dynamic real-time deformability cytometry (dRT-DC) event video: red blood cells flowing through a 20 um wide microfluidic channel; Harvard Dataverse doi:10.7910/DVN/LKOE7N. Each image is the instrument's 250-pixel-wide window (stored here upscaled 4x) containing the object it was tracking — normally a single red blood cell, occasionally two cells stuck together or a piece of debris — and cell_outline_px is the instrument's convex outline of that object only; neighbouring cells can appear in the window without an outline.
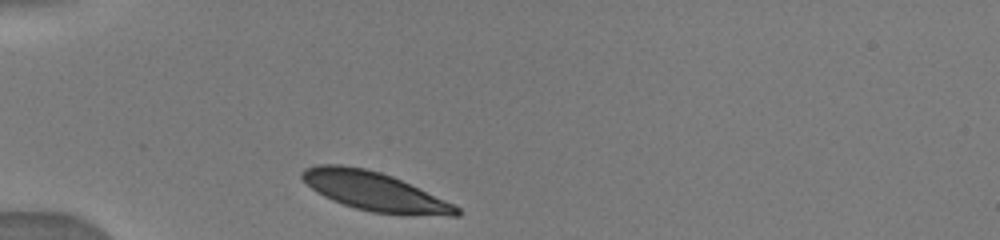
{"species": "human", "species_latin": "Homo sapiens", "temperature_condition": "warm", "stored_images_in_passage": 27, "camera_frame_rate_fps": 3000, "um_per_image_px": 0.085, "donor": {"sex": "male"}, "frame": {"image": 1, "passage_image": 1, "time_ms": 0.0, "image_size_px": [1000, 240], "cell_outline_px": [[460, 216], [404, 216], [372, 212], [356, 208], [332, 200], [316, 192], [300, 176], [300, 172], [304, 168], [316, 164], [340, 164], [364, 168], [380, 172], [392, 176], [456, 204], [460, 208]], "centroid_in_image_um": [31.89, 16.29], "position_along_channel_um": 53.1, "area_um2": 35.37}}
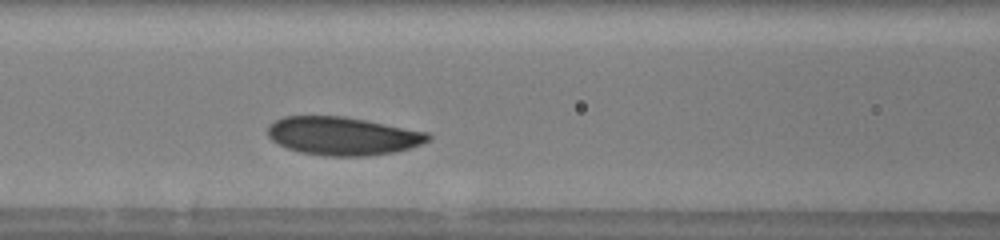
{"frame": {"image": 2, "passage_image": 7, "time_ms": 2.667, "image_size_px": [1000, 240], "cell_outline_px": [[432, 140], [412, 148], [392, 152], [368, 156], [324, 156], [300, 152], [288, 148], [272, 140], [268, 136], [268, 124], [284, 116], [344, 116], [428, 132], [432, 136]], "centroid_in_image_um": [29.16, 11.56], "position_along_channel_um": 137.4, "area_um2": 35.84}}
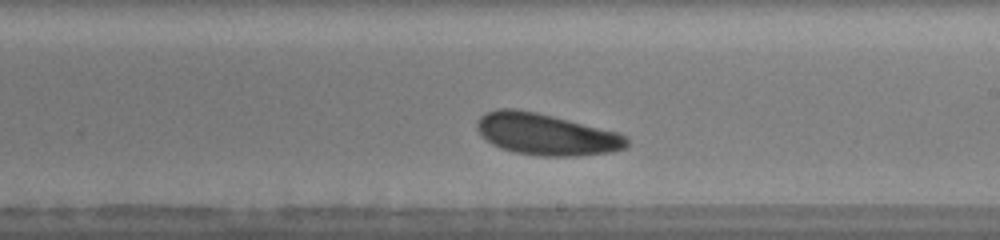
{"frame": {"image": 3, "passage_image": 14, "time_ms": 5.333, "image_size_px": [1000, 240], "cell_outline_px": [[628, 148], [612, 152], [576, 156], [540, 156], [516, 152], [500, 148], [492, 144], [480, 136], [476, 128], [476, 120], [484, 112], [496, 108], [512, 108], [536, 112], [620, 132], [628, 140]], "centroid_in_image_um": [46.4, 11.41], "position_along_channel_um": 242.6, "area_um2": 36.7}}